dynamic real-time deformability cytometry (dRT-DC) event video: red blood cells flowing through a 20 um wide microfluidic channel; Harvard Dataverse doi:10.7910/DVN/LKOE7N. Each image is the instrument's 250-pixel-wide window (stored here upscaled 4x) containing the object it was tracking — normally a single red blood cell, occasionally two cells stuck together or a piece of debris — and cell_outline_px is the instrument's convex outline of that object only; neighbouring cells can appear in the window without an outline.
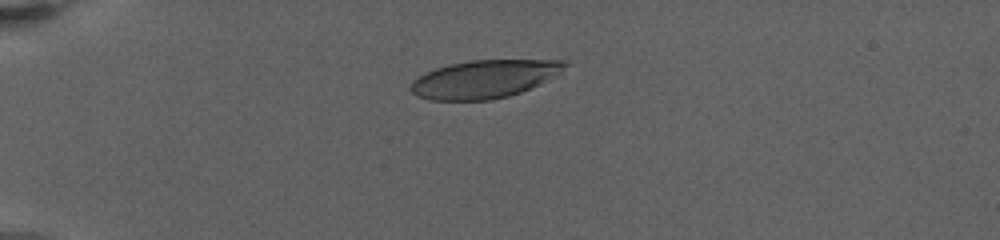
{"species": "human", "species_latin": "Homo sapiens", "temperature_condition": "warm", "stored_images_in_passage": 75, "camera_frame_rate_fps": 3000, "um_per_image_px": 0.085, "donor": {"sex": "female"}, "frame": {"image": 1, "passage_image": 23, "time_ms": 6.333, "image_size_px": [1000, 240], "cell_outline_px": [[568, 64], [564, 68], [540, 84], [520, 92], [508, 96], [492, 100], [428, 100], [416, 96], [408, 88], [412, 80], [424, 72], [448, 64], [472, 60], [564, 60]], "centroid_in_image_um": [41.08, 6.72], "position_along_channel_um": 43.9, "area_um2": 34.1}}
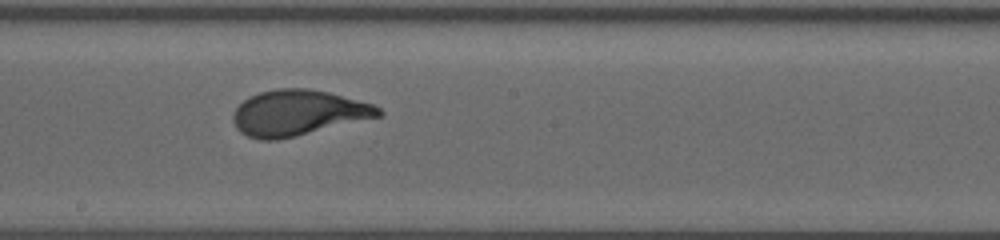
{"frame": {"image": 2, "passage_image": 43, "time_ms": 13.667, "image_size_px": [1000, 240], "cell_outline_px": [[384, 116], [276, 140], [260, 140], [248, 136], [240, 132], [236, 128], [232, 116], [232, 112], [248, 96], [260, 92], [276, 88], [308, 88], [328, 92], [372, 104], [380, 108], [384, 112]], "centroid_in_image_um": [25.33, 9.59], "position_along_channel_um": 222.9, "area_um2": 38.67}}
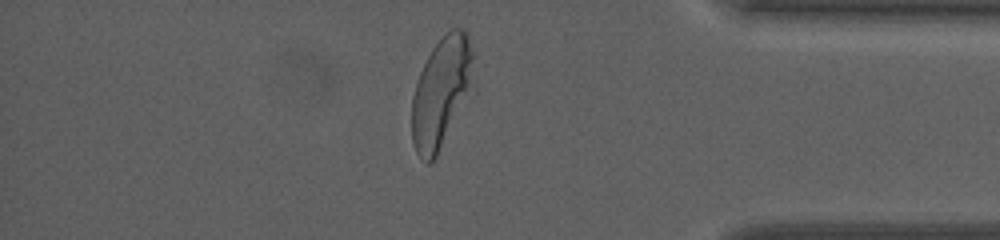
{"frame": {"image": 3, "passage_image": 63, "time_ms": 20.0, "image_size_px": [1000, 240], "cell_outline_px": [[472, 60], [464, 88], [436, 156], [428, 164], [416, 152], [412, 140], [412, 96], [420, 72], [432, 48], [452, 28], [464, 28], [468, 36], [472, 52]], "centroid_in_image_um": [37.36, 7.77], "position_along_channel_um": 397.8, "area_um2": 35.95}, "authors_computed_cell_mechanics": {"area_um2": 37.3966, "velocity_mm_per_s": 3.0717, "shape_relaxation_time_tau1_ms": 4.1541, "shape_relaxation_time_tau2_ms": null, "deformation_change_tau1": 0.2376, "deformation_change_tau2": null}}